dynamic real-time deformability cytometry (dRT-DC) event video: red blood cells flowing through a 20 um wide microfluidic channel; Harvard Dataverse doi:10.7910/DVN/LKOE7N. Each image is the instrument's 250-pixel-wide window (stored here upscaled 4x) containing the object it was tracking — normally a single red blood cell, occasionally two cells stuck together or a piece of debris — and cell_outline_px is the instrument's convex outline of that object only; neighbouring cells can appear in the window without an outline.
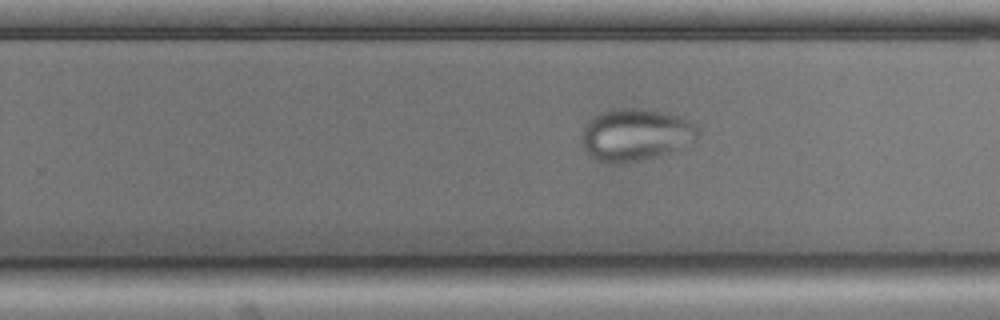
{"species": "common noctule bat (a hibernating species)", "species_latin": "Nyctalus noctula", "temperature_condition": "cold", "stored_images_in_passage": 50, "camera_frame_rate_fps": 3000, "um_per_image_px": 0.085, "animal": {"sex": "male", "body_mass_g": 17.9, "forearm_length_mm": 54.2}, "frame": {"image": 1, "passage_image": 29, "time_ms": 9.333, "image_size_px": [1000, 320], "cell_outline_px": [[700, 132], [692, 140], [660, 156], [624, 164], [612, 164], [596, 160], [584, 152], [580, 140], [580, 132], [588, 116], [600, 112], [620, 108], [640, 108], [664, 112], [676, 116], [696, 124]], "centroid_in_image_um": [53.88, 11.46], "position_along_channel_um": 275.9, "area_um2": 35.84}}